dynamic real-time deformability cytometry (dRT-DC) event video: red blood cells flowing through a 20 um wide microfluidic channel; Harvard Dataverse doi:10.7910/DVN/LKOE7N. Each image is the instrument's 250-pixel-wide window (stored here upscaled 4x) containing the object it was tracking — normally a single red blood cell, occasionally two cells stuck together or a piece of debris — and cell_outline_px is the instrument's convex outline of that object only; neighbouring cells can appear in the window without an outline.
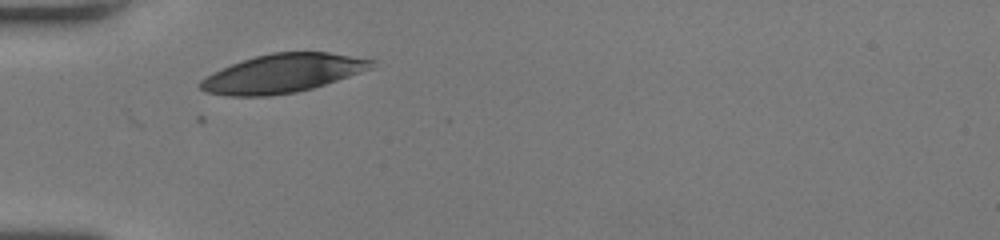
{"species": "human", "species_latin": "Homo sapiens", "temperature_condition": "room temperature", "stored_images_in_passage": 7, "camera_frame_rate_fps": 3000, "um_per_image_px": 0.085, "donor": {"sex": "female"}, "frame": {"image": 1, "passage_image": 1, "time_ms": 0.0, "image_size_px": [1000, 240], "cell_outline_px": [[376, 60], [372, 68], [312, 88], [296, 92], [268, 96], [224, 96], [204, 92], [200, 88], [200, 80], [232, 64], [256, 56], [272, 52], [328, 52]], "centroid_in_image_um": [24.02, 6.24], "position_along_channel_um": 61.0, "area_um2": 38.03}}